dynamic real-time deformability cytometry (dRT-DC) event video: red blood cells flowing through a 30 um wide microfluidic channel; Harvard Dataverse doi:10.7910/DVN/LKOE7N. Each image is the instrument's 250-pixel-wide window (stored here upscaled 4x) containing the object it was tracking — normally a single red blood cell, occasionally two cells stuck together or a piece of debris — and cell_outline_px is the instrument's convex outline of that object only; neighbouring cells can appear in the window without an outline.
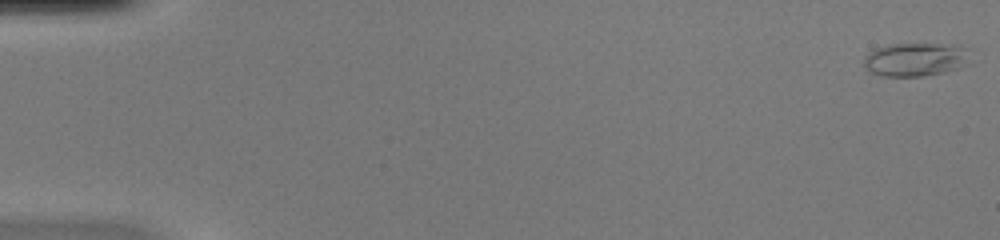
{"species": "common noctule bat (a hibernating species)", "species_latin": "Nyctalus noctula", "temperature_condition": "warm", "stored_images_in_passage": 9, "camera_frame_rate_fps": 3000, "um_per_image_px": 0.085, "animal": {"sex": "female", "body_mass_g": 20.0, "forearm_length_mm": 54.0}, "frame": {"image": 1, "passage_image": 1, "time_ms": 0.0, "image_size_px": [1000, 240], "cell_outline_px": [[968, 48], [964, 64], [956, 68], [944, 72], [924, 76], [880, 76], [872, 72], [864, 64], [864, 56], [868, 52], [876, 48], [892, 44], [956, 44]], "centroid_in_image_um": [77.77, 5.04], "position_along_channel_um": 7.2, "area_um2": 20.46}}